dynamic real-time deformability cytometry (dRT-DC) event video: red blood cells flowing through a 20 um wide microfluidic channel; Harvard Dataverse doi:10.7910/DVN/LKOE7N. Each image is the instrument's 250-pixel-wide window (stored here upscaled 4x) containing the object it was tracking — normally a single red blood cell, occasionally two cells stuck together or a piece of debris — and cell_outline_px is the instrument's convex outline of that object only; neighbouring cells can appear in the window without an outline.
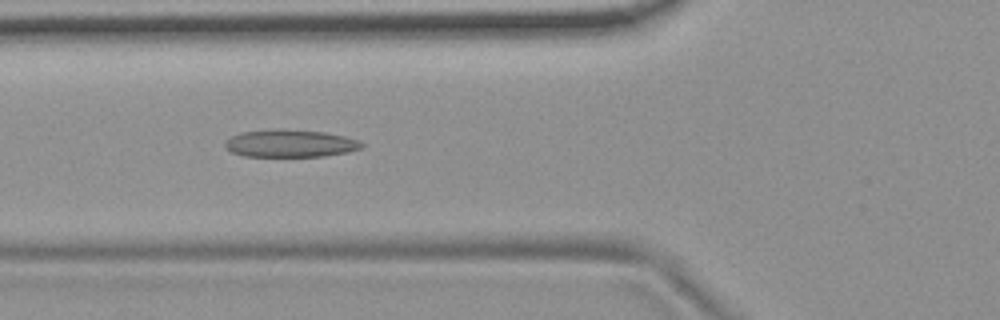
{"species": "common noctule bat (a hibernating species)", "species_latin": "Nyctalus noctula", "temperature_condition": "room temperature", "stored_images_in_passage": 38, "camera_frame_rate_fps": 3000, "um_per_image_px": 0.085, "animal": {"sex": "female", "body_mass_g": 19.9}, "frame": {"image": 1, "passage_image": 4, "time_ms": 1.0, "image_size_px": [1000, 320], "cell_outline_px": [[364, 144], [360, 148], [348, 152], [324, 156], [244, 156], [232, 152], [224, 148], [224, 144], [232, 136], [240, 132], [276, 128], [324, 132], [344, 136], [360, 140]], "centroid_in_image_um": [24.66, 12.18], "position_along_channel_um": 101.1, "area_um2": 21.96}}
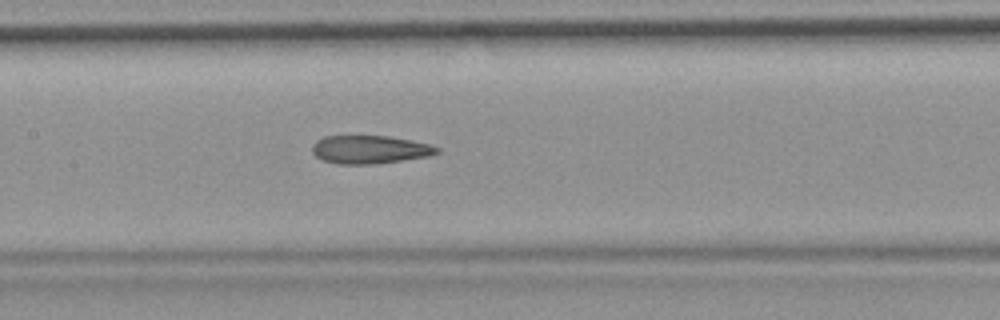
{"frame": {"image": 2, "passage_image": 10, "time_ms": 3.0, "image_size_px": [1000, 320], "cell_outline_px": [[440, 152], [428, 156], [404, 160], [372, 164], [336, 164], [324, 160], [316, 156], [312, 152], [312, 144], [316, 140], [324, 136], [388, 136], [412, 140], [428, 144], [440, 148]], "centroid_in_image_um": [31.42, 12.71], "position_along_channel_um": 176.0, "area_um2": 20.52}}
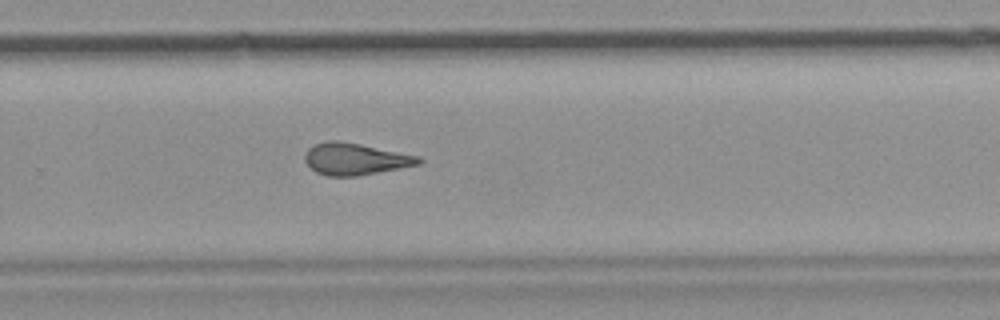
{"frame": {"image": 3, "passage_image": 20, "time_ms": 6.333, "image_size_px": [1000, 320], "cell_outline_px": [[424, 160], [420, 164], [400, 168], [356, 176], [328, 176], [316, 172], [304, 160], [304, 156], [308, 148], [316, 144], [328, 140], [340, 140], [420, 156]], "centroid_in_image_um": [30.2, 13.51], "position_along_channel_um": 299.6, "area_um2": 21.04}, "authors_computed_cell_mechanics": {"area_um2": 21.1837, "velocity_mm_per_s": 3.7245, "shape_relaxation_time_tau1_ms": null, "shape_relaxation_time_tau2_ms": 3.0534, "deformation_change_tau1": null, "deformation_change_tau2": 0.1262}}